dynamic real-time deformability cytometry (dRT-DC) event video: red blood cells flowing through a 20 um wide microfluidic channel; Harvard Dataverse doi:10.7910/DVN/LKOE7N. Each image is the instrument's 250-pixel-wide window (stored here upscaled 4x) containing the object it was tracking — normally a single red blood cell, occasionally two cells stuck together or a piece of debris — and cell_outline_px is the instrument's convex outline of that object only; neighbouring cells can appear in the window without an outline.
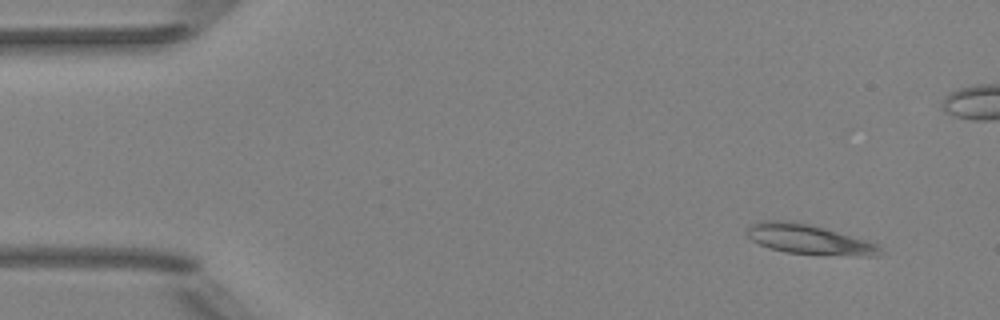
{"species": "Egyptian fruit bat (a non-hibernating species)", "species_latin": "Rousettus aegyptiacus", "temperature_condition": "room temperature", "stored_images_in_passage": 5, "camera_frame_rate_fps": 3000, "um_per_image_px": 0.085, "animal": {"sex": "female"}, "frame": {"image": 1, "passage_image": 2, "time_ms": 1.333, "image_size_px": [1000, 320], "cell_outline_px": [[880, 248], [876, 256], [868, 256], [788, 252], [768, 248], [752, 240], [748, 236], [748, 224], [760, 220], [788, 220], [808, 224], [824, 228], [868, 240], [880, 244]], "centroid_in_image_um": [68.72, 20.32], "position_along_channel_um": 16.3, "area_um2": 22.77}}